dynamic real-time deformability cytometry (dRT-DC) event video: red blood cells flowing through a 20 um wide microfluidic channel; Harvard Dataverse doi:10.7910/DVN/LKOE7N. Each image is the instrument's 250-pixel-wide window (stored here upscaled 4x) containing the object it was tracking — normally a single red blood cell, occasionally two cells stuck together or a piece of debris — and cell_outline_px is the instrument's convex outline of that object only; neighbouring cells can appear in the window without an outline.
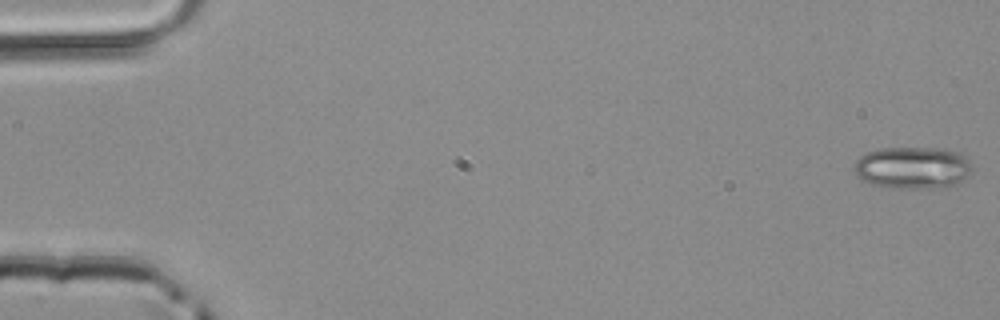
{"species": "common noctule bat (a hibernating species)", "species_latin": "Nyctalus noctula", "temperature_condition": "room temperature", "stored_images_in_passage": 47, "camera_frame_rate_fps": 3000, "um_per_image_px": 0.085, "animal": {"sex": "male", "body_mass_g": 20.4}, "frame": {"image": 1, "passage_image": 1, "time_ms": 0.0, "image_size_px": [1000, 320], "cell_outline_px": [[976, 168], [968, 176], [956, 184], [948, 188], [888, 188], [872, 184], [864, 180], [856, 172], [856, 160], [864, 152], [880, 148], [948, 148], [960, 152]], "centroid_in_image_um": [77.66, 14.25], "position_along_channel_um": 7.3, "area_um2": 29.42}}
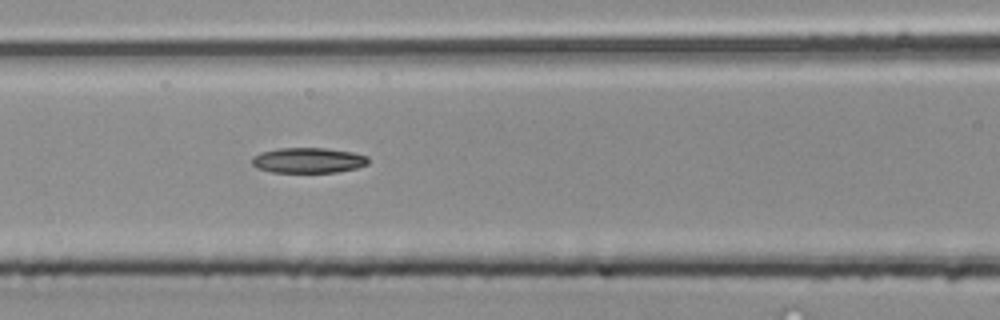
{"frame": {"image": 2, "passage_image": 22, "time_ms": 7.0, "image_size_px": [1000, 320], "cell_outline_px": [[368, 164], [356, 168], [336, 172], [272, 172], [256, 168], [252, 164], [252, 156], [260, 152], [276, 148], [324, 148], [352, 152], [368, 156]], "centroid_in_image_um": [26.17, 13.62], "position_along_channel_um": 140.4, "area_um2": 17.22}}
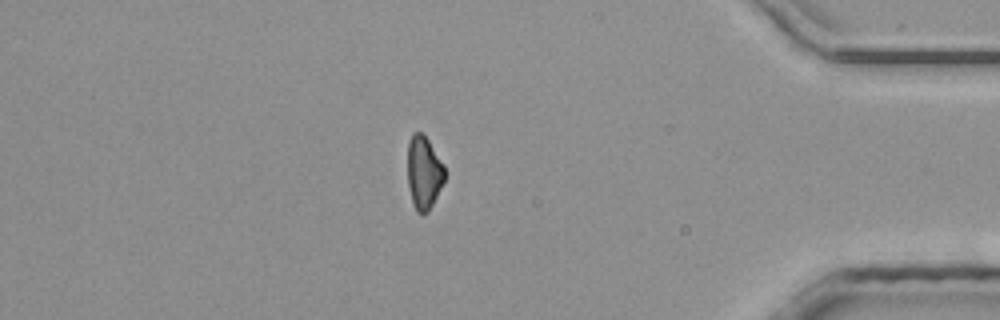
{"frame": {"image": 3, "passage_image": 43, "time_ms": 14.0, "image_size_px": [1000, 320], "cell_outline_px": [[444, 180], [428, 212], [416, 212], [412, 204], [408, 184], [408, 140], [412, 132], [420, 132], [428, 140], [444, 164]], "centroid_in_image_um": [36.0, 14.65], "position_along_channel_um": 399.2, "area_um2": 15.66}}